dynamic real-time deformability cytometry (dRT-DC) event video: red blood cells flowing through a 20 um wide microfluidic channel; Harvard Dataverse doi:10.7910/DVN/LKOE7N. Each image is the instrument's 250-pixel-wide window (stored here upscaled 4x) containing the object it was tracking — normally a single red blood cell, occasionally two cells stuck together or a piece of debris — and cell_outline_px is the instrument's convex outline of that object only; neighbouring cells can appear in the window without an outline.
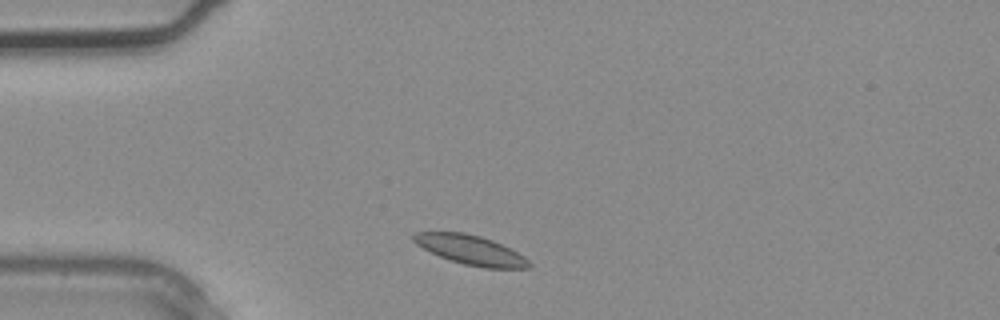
{"species": "common noctule bat (a hibernating species)", "species_latin": "Nyctalus noctula", "temperature_condition": "warm", "stored_images_in_passage": 1, "camera_frame_rate_fps": 3000, "um_per_image_px": 0.085, "animal": {"sex": "male", "body_mass_g": 20.4}, "frame": {"image": 1, "passage_image": 1, "time_ms": 0.0, "image_size_px": [1000, 320], "cell_outline_px": [[532, 268], [484, 268], [464, 264], [440, 256], [416, 244], [412, 240], [412, 232], [464, 232], [480, 236], [492, 240], [524, 256], [532, 264]], "centroid_in_image_um": [40.01, 21.24], "position_along_channel_um": 45.0, "area_um2": 19.59}}